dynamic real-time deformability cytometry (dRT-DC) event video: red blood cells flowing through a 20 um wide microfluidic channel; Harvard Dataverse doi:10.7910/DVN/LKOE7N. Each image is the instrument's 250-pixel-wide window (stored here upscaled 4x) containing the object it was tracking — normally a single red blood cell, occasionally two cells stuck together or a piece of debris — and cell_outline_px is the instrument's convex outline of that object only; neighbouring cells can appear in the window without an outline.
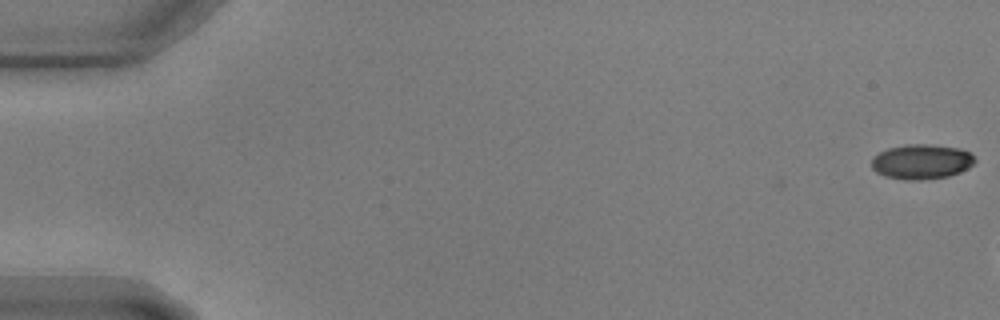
{"species": "common noctule bat (a hibernating species)", "species_latin": "Nyctalus noctula", "temperature_condition": "warm", "stored_images_in_passage": 2, "camera_frame_rate_fps": 3000, "um_per_image_px": 0.085, "animal": {"sex": "male", "body_mass_g": 17.9, "forearm_length_mm": 54.2}, "frame": {"image": 1, "passage_image": 2, "time_ms": 0.333, "image_size_px": [1000, 320], "cell_outline_px": [[976, 160], [968, 168], [960, 172], [948, 176], [920, 180], [904, 180], [884, 176], [876, 172], [872, 168], [872, 156], [888, 148], [908, 144], [924, 144], [960, 148], [968, 152]], "centroid_in_image_um": [78.3, 13.75], "position_along_channel_um": 6.7, "area_um2": 20.92}}